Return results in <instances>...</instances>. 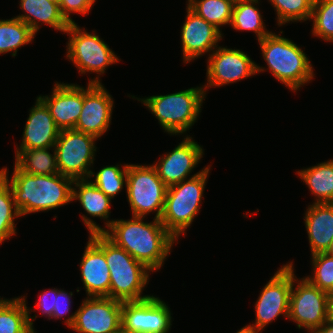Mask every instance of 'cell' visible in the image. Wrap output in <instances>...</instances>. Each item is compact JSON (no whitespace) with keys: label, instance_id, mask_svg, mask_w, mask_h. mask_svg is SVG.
<instances>
[{"label":"cell","instance_id":"obj_33","mask_svg":"<svg viewBox=\"0 0 333 333\" xmlns=\"http://www.w3.org/2000/svg\"><path fill=\"white\" fill-rule=\"evenodd\" d=\"M312 34L333 42V0H314L311 13Z\"/></svg>","mask_w":333,"mask_h":333},{"label":"cell","instance_id":"obj_3","mask_svg":"<svg viewBox=\"0 0 333 333\" xmlns=\"http://www.w3.org/2000/svg\"><path fill=\"white\" fill-rule=\"evenodd\" d=\"M104 252L110 272L109 297L120 301H140L151 297L141 295L149 282V270L125 249L117 246L104 233L89 234Z\"/></svg>","mask_w":333,"mask_h":333},{"label":"cell","instance_id":"obj_12","mask_svg":"<svg viewBox=\"0 0 333 333\" xmlns=\"http://www.w3.org/2000/svg\"><path fill=\"white\" fill-rule=\"evenodd\" d=\"M293 262L283 265L264 286L255 303V323L250 327L264 330L281 314L288 319L290 292L293 285Z\"/></svg>","mask_w":333,"mask_h":333},{"label":"cell","instance_id":"obj_5","mask_svg":"<svg viewBox=\"0 0 333 333\" xmlns=\"http://www.w3.org/2000/svg\"><path fill=\"white\" fill-rule=\"evenodd\" d=\"M132 98L141 101L154 114L164 132L181 135L197 122L206 94L203 86H197L167 95Z\"/></svg>","mask_w":333,"mask_h":333},{"label":"cell","instance_id":"obj_31","mask_svg":"<svg viewBox=\"0 0 333 333\" xmlns=\"http://www.w3.org/2000/svg\"><path fill=\"white\" fill-rule=\"evenodd\" d=\"M122 167V168H121ZM106 166L100 169L96 174L92 171L89 179L95 176L92 181L106 196L113 199L123 186H127L128 164L123 166Z\"/></svg>","mask_w":333,"mask_h":333},{"label":"cell","instance_id":"obj_39","mask_svg":"<svg viewBox=\"0 0 333 333\" xmlns=\"http://www.w3.org/2000/svg\"><path fill=\"white\" fill-rule=\"evenodd\" d=\"M329 320L333 321V292L328 296Z\"/></svg>","mask_w":333,"mask_h":333},{"label":"cell","instance_id":"obj_28","mask_svg":"<svg viewBox=\"0 0 333 333\" xmlns=\"http://www.w3.org/2000/svg\"><path fill=\"white\" fill-rule=\"evenodd\" d=\"M35 33L16 17L0 20V54L12 52L16 56L18 48L27 45L35 38Z\"/></svg>","mask_w":333,"mask_h":333},{"label":"cell","instance_id":"obj_29","mask_svg":"<svg viewBox=\"0 0 333 333\" xmlns=\"http://www.w3.org/2000/svg\"><path fill=\"white\" fill-rule=\"evenodd\" d=\"M235 0H188L187 6L199 17L220 27L231 23Z\"/></svg>","mask_w":333,"mask_h":333},{"label":"cell","instance_id":"obj_6","mask_svg":"<svg viewBox=\"0 0 333 333\" xmlns=\"http://www.w3.org/2000/svg\"><path fill=\"white\" fill-rule=\"evenodd\" d=\"M210 165L178 184L167 188L164 209L160 218L164 227L178 240L191 226L201 208Z\"/></svg>","mask_w":333,"mask_h":333},{"label":"cell","instance_id":"obj_24","mask_svg":"<svg viewBox=\"0 0 333 333\" xmlns=\"http://www.w3.org/2000/svg\"><path fill=\"white\" fill-rule=\"evenodd\" d=\"M75 186V187H74ZM78 189V190H77ZM72 200H78L82 208L91 218L98 217L107 220L105 223L107 229L114 220H109L111 212V199L106 196L91 179L74 180Z\"/></svg>","mask_w":333,"mask_h":333},{"label":"cell","instance_id":"obj_13","mask_svg":"<svg viewBox=\"0 0 333 333\" xmlns=\"http://www.w3.org/2000/svg\"><path fill=\"white\" fill-rule=\"evenodd\" d=\"M207 63V83L202 85L205 94L207 88L235 83L267 70L258 66L240 49L222 46L209 54Z\"/></svg>","mask_w":333,"mask_h":333},{"label":"cell","instance_id":"obj_27","mask_svg":"<svg viewBox=\"0 0 333 333\" xmlns=\"http://www.w3.org/2000/svg\"><path fill=\"white\" fill-rule=\"evenodd\" d=\"M260 0H236L234 3L231 26L235 30L253 31L257 41L262 40L270 31L265 27L260 10L255 6ZM266 29V30H265Z\"/></svg>","mask_w":333,"mask_h":333},{"label":"cell","instance_id":"obj_9","mask_svg":"<svg viewBox=\"0 0 333 333\" xmlns=\"http://www.w3.org/2000/svg\"><path fill=\"white\" fill-rule=\"evenodd\" d=\"M83 29L74 22L65 31L69 36L66 57L74 63L81 75L95 72L100 76L109 65L117 63L119 58L99 35Z\"/></svg>","mask_w":333,"mask_h":333},{"label":"cell","instance_id":"obj_20","mask_svg":"<svg viewBox=\"0 0 333 333\" xmlns=\"http://www.w3.org/2000/svg\"><path fill=\"white\" fill-rule=\"evenodd\" d=\"M88 239L80 262L81 281L88 297H109L110 272L105 254Z\"/></svg>","mask_w":333,"mask_h":333},{"label":"cell","instance_id":"obj_19","mask_svg":"<svg viewBox=\"0 0 333 333\" xmlns=\"http://www.w3.org/2000/svg\"><path fill=\"white\" fill-rule=\"evenodd\" d=\"M59 132L48 107L37 97L24 127L22 143L16 150L54 147Z\"/></svg>","mask_w":333,"mask_h":333},{"label":"cell","instance_id":"obj_25","mask_svg":"<svg viewBox=\"0 0 333 333\" xmlns=\"http://www.w3.org/2000/svg\"><path fill=\"white\" fill-rule=\"evenodd\" d=\"M315 197V204L333 203V160L296 172Z\"/></svg>","mask_w":333,"mask_h":333},{"label":"cell","instance_id":"obj_32","mask_svg":"<svg viewBox=\"0 0 333 333\" xmlns=\"http://www.w3.org/2000/svg\"><path fill=\"white\" fill-rule=\"evenodd\" d=\"M277 14L280 27L288 22L310 20L314 0H268Z\"/></svg>","mask_w":333,"mask_h":333},{"label":"cell","instance_id":"obj_16","mask_svg":"<svg viewBox=\"0 0 333 333\" xmlns=\"http://www.w3.org/2000/svg\"><path fill=\"white\" fill-rule=\"evenodd\" d=\"M204 149L195 140L186 138L171 152L164 154L158 162L152 164L160 179L167 186H173L188 178L189 174L203 158Z\"/></svg>","mask_w":333,"mask_h":333},{"label":"cell","instance_id":"obj_38","mask_svg":"<svg viewBox=\"0 0 333 333\" xmlns=\"http://www.w3.org/2000/svg\"><path fill=\"white\" fill-rule=\"evenodd\" d=\"M311 333H333V321L328 319L319 329Z\"/></svg>","mask_w":333,"mask_h":333},{"label":"cell","instance_id":"obj_1","mask_svg":"<svg viewBox=\"0 0 333 333\" xmlns=\"http://www.w3.org/2000/svg\"><path fill=\"white\" fill-rule=\"evenodd\" d=\"M144 217L132 216L131 220H114L110 227L102 228L90 217L82 220L90 234L104 233L117 246L125 249L134 259L151 271L160 270L177 240L160 219L143 222Z\"/></svg>","mask_w":333,"mask_h":333},{"label":"cell","instance_id":"obj_22","mask_svg":"<svg viewBox=\"0 0 333 333\" xmlns=\"http://www.w3.org/2000/svg\"><path fill=\"white\" fill-rule=\"evenodd\" d=\"M19 3L20 8L25 13L16 16V18L28 25L35 34L39 31L41 22L63 33L70 25L62 15L57 1L20 0Z\"/></svg>","mask_w":333,"mask_h":333},{"label":"cell","instance_id":"obj_17","mask_svg":"<svg viewBox=\"0 0 333 333\" xmlns=\"http://www.w3.org/2000/svg\"><path fill=\"white\" fill-rule=\"evenodd\" d=\"M186 8L187 16L181 28V45L183 61L189 63L205 53L213 52L219 46L218 41L222 39L223 34L188 6Z\"/></svg>","mask_w":333,"mask_h":333},{"label":"cell","instance_id":"obj_37","mask_svg":"<svg viewBox=\"0 0 333 333\" xmlns=\"http://www.w3.org/2000/svg\"><path fill=\"white\" fill-rule=\"evenodd\" d=\"M73 293L68 292L59 289L57 292V295L55 297V306L53 309V315L52 318L54 319H61L63 316L68 313L70 310V304H71V297Z\"/></svg>","mask_w":333,"mask_h":333},{"label":"cell","instance_id":"obj_23","mask_svg":"<svg viewBox=\"0 0 333 333\" xmlns=\"http://www.w3.org/2000/svg\"><path fill=\"white\" fill-rule=\"evenodd\" d=\"M32 309L26 306V297L0 298V333H36L30 317ZM35 317V318H34Z\"/></svg>","mask_w":333,"mask_h":333},{"label":"cell","instance_id":"obj_40","mask_svg":"<svg viewBox=\"0 0 333 333\" xmlns=\"http://www.w3.org/2000/svg\"><path fill=\"white\" fill-rule=\"evenodd\" d=\"M261 332L262 330L250 327L249 325H246L245 327H242L241 330L237 331V333H258Z\"/></svg>","mask_w":333,"mask_h":333},{"label":"cell","instance_id":"obj_10","mask_svg":"<svg viewBox=\"0 0 333 333\" xmlns=\"http://www.w3.org/2000/svg\"><path fill=\"white\" fill-rule=\"evenodd\" d=\"M301 279L297 280L296 276L293 278L288 318L297 324V328H304L311 333L329 319V294L311 284L306 278Z\"/></svg>","mask_w":333,"mask_h":333},{"label":"cell","instance_id":"obj_7","mask_svg":"<svg viewBox=\"0 0 333 333\" xmlns=\"http://www.w3.org/2000/svg\"><path fill=\"white\" fill-rule=\"evenodd\" d=\"M167 188L153 165H128L126 193L132 216L145 218L155 211L154 218L160 219Z\"/></svg>","mask_w":333,"mask_h":333},{"label":"cell","instance_id":"obj_8","mask_svg":"<svg viewBox=\"0 0 333 333\" xmlns=\"http://www.w3.org/2000/svg\"><path fill=\"white\" fill-rule=\"evenodd\" d=\"M97 139L75 129L60 130L54 145L59 173L72 180L88 179L95 160Z\"/></svg>","mask_w":333,"mask_h":333},{"label":"cell","instance_id":"obj_30","mask_svg":"<svg viewBox=\"0 0 333 333\" xmlns=\"http://www.w3.org/2000/svg\"><path fill=\"white\" fill-rule=\"evenodd\" d=\"M19 216L9 182L0 174V244L16 234L14 218Z\"/></svg>","mask_w":333,"mask_h":333},{"label":"cell","instance_id":"obj_18","mask_svg":"<svg viewBox=\"0 0 333 333\" xmlns=\"http://www.w3.org/2000/svg\"><path fill=\"white\" fill-rule=\"evenodd\" d=\"M39 98L48 107L60 130L74 129L83 106V87L76 84L55 83L51 96Z\"/></svg>","mask_w":333,"mask_h":333},{"label":"cell","instance_id":"obj_4","mask_svg":"<svg viewBox=\"0 0 333 333\" xmlns=\"http://www.w3.org/2000/svg\"><path fill=\"white\" fill-rule=\"evenodd\" d=\"M258 42L269 72L291 91L296 92L312 81L314 68L304 51L292 40L270 32Z\"/></svg>","mask_w":333,"mask_h":333},{"label":"cell","instance_id":"obj_21","mask_svg":"<svg viewBox=\"0 0 333 333\" xmlns=\"http://www.w3.org/2000/svg\"><path fill=\"white\" fill-rule=\"evenodd\" d=\"M304 218L311 255L326 253L333 241V203L309 205Z\"/></svg>","mask_w":333,"mask_h":333},{"label":"cell","instance_id":"obj_2","mask_svg":"<svg viewBox=\"0 0 333 333\" xmlns=\"http://www.w3.org/2000/svg\"><path fill=\"white\" fill-rule=\"evenodd\" d=\"M7 167L0 174L9 182L15 207L20 217L26 214L58 209L72 202L73 182L60 173L54 175H32L22 171L15 163L9 181Z\"/></svg>","mask_w":333,"mask_h":333},{"label":"cell","instance_id":"obj_14","mask_svg":"<svg viewBox=\"0 0 333 333\" xmlns=\"http://www.w3.org/2000/svg\"><path fill=\"white\" fill-rule=\"evenodd\" d=\"M171 323L170 309L158 297L123 301L121 328L129 333H168Z\"/></svg>","mask_w":333,"mask_h":333},{"label":"cell","instance_id":"obj_41","mask_svg":"<svg viewBox=\"0 0 333 333\" xmlns=\"http://www.w3.org/2000/svg\"><path fill=\"white\" fill-rule=\"evenodd\" d=\"M326 253L333 257V241L331 242V245Z\"/></svg>","mask_w":333,"mask_h":333},{"label":"cell","instance_id":"obj_11","mask_svg":"<svg viewBox=\"0 0 333 333\" xmlns=\"http://www.w3.org/2000/svg\"><path fill=\"white\" fill-rule=\"evenodd\" d=\"M123 302L110 297H88L64 323L77 333H112L121 328Z\"/></svg>","mask_w":333,"mask_h":333},{"label":"cell","instance_id":"obj_36","mask_svg":"<svg viewBox=\"0 0 333 333\" xmlns=\"http://www.w3.org/2000/svg\"><path fill=\"white\" fill-rule=\"evenodd\" d=\"M59 290L54 288V289H49L47 291L41 292V294L38 296L39 301L35 305L38 309H40L42 316L48 317V320L52 318L53 315V309L55 306V297L57 295V292ZM50 302V303H49Z\"/></svg>","mask_w":333,"mask_h":333},{"label":"cell","instance_id":"obj_35","mask_svg":"<svg viewBox=\"0 0 333 333\" xmlns=\"http://www.w3.org/2000/svg\"><path fill=\"white\" fill-rule=\"evenodd\" d=\"M96 0H58L62 15L69 23H74L71 13L87 14Z\"/></svg>","mask_w":333,"mask_h":333},{"label":"cell","instance_id":"obj_34","mask_svg":"<svg viewBox=\"0 0 333 333\" xmlns=\"http://www.w3.org/2000/svg\"><path fill=\"white\" fill-rule=\"evenodd\" d=\"M311 256L314 272L313 275L305 278L320 290L328 294L333 292V257L327 253H317Z\"/></svg>","mask_w":333,"mask_h":333},{"label":"cell","instance_id":"obj_42","mask_svg":"<svg viewBox=\"0 0 333 333\" xmlns=\"http://www.w3.org/2000/svg\"><path fill=\"white\" fill-rule=\"evenodd\" d=\"M112 333H129V332L123 330L122 328H119L117 331L112 332Z\"/></svg>","mask_w":333,"mask_h":333},{"label":"cell","instance_id":"obj_15","mask_svg":"<svg viewBox=\"0 0 333 333\" xmlns=\"http://www.w3.org/2000/svg\"><path fill=\"white\" fill-rule=\"evenodd\" d=\"M113 104L99 77L89 78L87 88L83 87V106L74 129L97 138L103 136L110 127Z\"/></svg>","mask_w":333,"mask_h":333},{"label":"cell","instance_id":"obj_26","mask_svg":"<svg viewBox=\"0 0 333 333\" xmlns=\"http://www.w3.org/2000/svg\"><path fill=\"white\" fill-rule=\"evenodd\" d=\"M50 149L54 150L53 155L49 152ZM15 154V164L28 174L54 175L59 173L54 147L16 150Z\"/></svg>","mask_w":333,"mask_h":333}]
</instances>
